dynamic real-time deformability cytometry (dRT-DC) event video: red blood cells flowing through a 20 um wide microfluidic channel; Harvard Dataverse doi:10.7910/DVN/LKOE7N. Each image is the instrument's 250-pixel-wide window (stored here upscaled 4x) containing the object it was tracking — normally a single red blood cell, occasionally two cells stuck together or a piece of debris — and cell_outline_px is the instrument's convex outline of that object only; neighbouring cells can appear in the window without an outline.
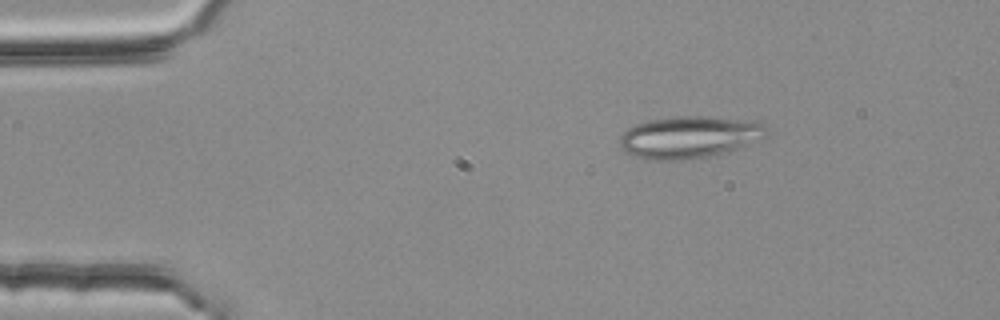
{"species": "common noctule bat (a hibernating species)", "species_latin": "Nyctalus noctula", "temperature_condition": "room temperature", "stored_images_in_passage": 2, "camera_frame_rate_fps": 3000, "um_per_image_px": 0.085, "animal": {"sex": "female", "body_mass_g": 25.1}, "frame": {"image": 1, "passage_image": 1, "time_ms": 0.0, "image_size_px": [1000, 320], "cell_outline_px": [[768, 136], [760, 140], [740, 148], [708, 156], [684, 160], [644, 160], [632, 156], [624, 152], [620, 148], [620, 136], [628, 128], [636, 124], [648, 120], [684, 116], [704, 116], [756, 120], [764, 124]], "centroid_in_image_um": [58.6, 11.66], "position_along_channel_um": 26.4, "area_um2": 36.41}}